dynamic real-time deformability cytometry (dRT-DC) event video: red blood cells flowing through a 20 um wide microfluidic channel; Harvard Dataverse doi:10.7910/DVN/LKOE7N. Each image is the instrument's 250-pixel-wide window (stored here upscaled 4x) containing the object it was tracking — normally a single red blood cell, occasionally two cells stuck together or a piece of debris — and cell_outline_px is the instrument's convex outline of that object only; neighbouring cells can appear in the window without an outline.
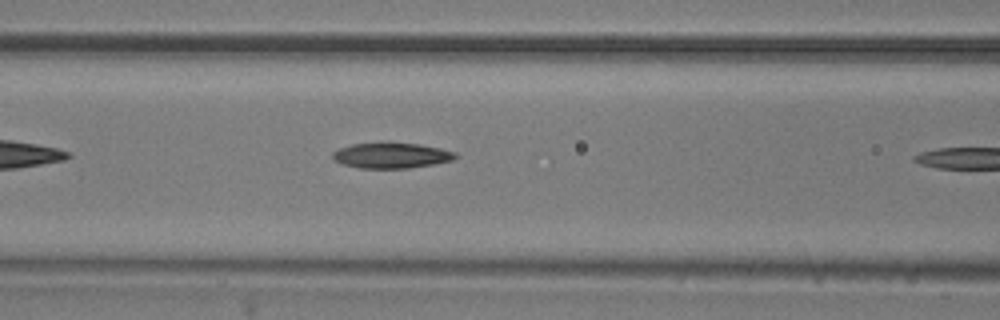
{"species": "common noctule bat (a hibernating species)", "species_latin": "Nyctalus noctula", "temperature_condition": "room temperature", "stored_images_in_passage": 11, "camera_frame_rate_fps": 3000, "um_per_image_px": 0.085, "animal": {"sex": "male", "body_mass_g": 20.5, "forearm_length_mm": 52.5}, "frame": {"image": 1, "passage_image": 10, "time_ms": 3.0, "image_size_px": [1000, 320], "cell_outline_px": [[456, 156], [452, 160], [436, 164], [408, 168], [360, 168], [344, 164], [336, 160], [332, 156], [332, 152], [340, 148], [352, 144], [380, 140], [420, 144], [440, 148], [456, 152]], "centroid_in_image_um": [33.26, 13.17], "position_along_channel_um": 133.3, "area_um2": 18.73}}